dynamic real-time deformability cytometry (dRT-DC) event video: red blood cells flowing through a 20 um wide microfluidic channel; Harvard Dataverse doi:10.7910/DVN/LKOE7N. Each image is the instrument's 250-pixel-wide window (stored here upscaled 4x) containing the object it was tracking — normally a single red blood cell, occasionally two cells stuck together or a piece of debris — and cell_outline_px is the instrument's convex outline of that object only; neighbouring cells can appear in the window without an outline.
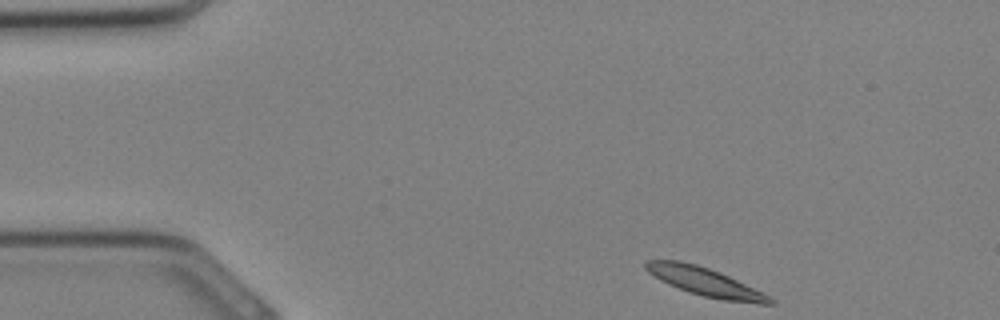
{"species": "Egyptian fruit bat (a non-hibernating species)", "species_latin": "Rousettus aegyptiacus", "temperature_condition": "cold", "stored_images_in_passage": 21, "camera_frame_rate_fps": 3000, "um_per_image_px": 0.085, "animal": {"sex": "female"}, "frame": {"image": 1, "passage_image": 1, "time_ms": 0.0, "image_size_px": [1000, 320], "cell_outline_px": [[776, 304], [760, 304], [724, 300], [704, 296], [688, 292], [668, 284], [660, 280], [648, 272], [644, 268], [644, 260], [680, 260], [696, 264], [720, 272], [764, 292], [776, 300]], "centroid_in_image_um": [59.96, 23.96], "position_along_channel_um": 25.0, "area_um2": 20.69}}
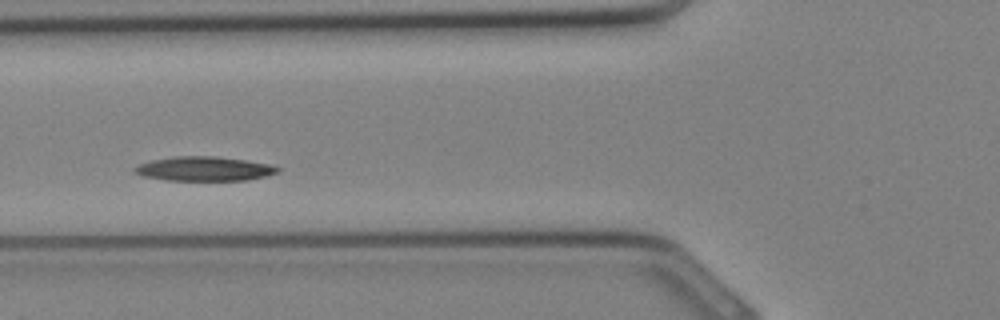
{"frame": {"image": 2, "passage_image": 9, "time_ms": 2.667, "image_size_px": [1000, 320], "cell_outline_px": [[280, 172], [248, 180], [164, 180], [144, 176], [132, 172], [132, 168], [148, 160], [172, 156], [216, 156], [272, 164], [280, 168]], "centroid_in_image_um": [17.33, 14.34], "position_along_channel_um": 108.5, "area_um2": 20.46}}
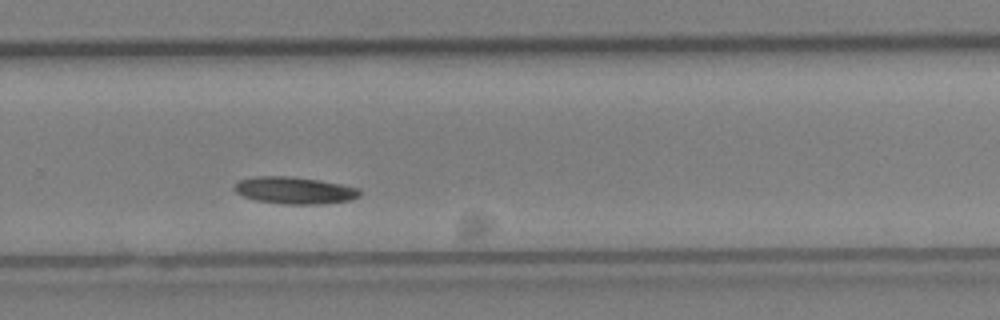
{"frame": {"image": 3, "passage_image": 19, "time_ms": 6.0, "image_size_px": [1000, 320], "cell_outline_px": [[360, 196], [352, 200], [320, 204], [284, 204], [256, 200], [244, 196], [236, 192], [236, 184], [240, 180], [256, 176], [292, 176], [320, 180], [360, 188]], "centroid_in_image_um": [25.09, 16.18], "position_along_channel_um": 304.7, "area_um2": 19.65}}